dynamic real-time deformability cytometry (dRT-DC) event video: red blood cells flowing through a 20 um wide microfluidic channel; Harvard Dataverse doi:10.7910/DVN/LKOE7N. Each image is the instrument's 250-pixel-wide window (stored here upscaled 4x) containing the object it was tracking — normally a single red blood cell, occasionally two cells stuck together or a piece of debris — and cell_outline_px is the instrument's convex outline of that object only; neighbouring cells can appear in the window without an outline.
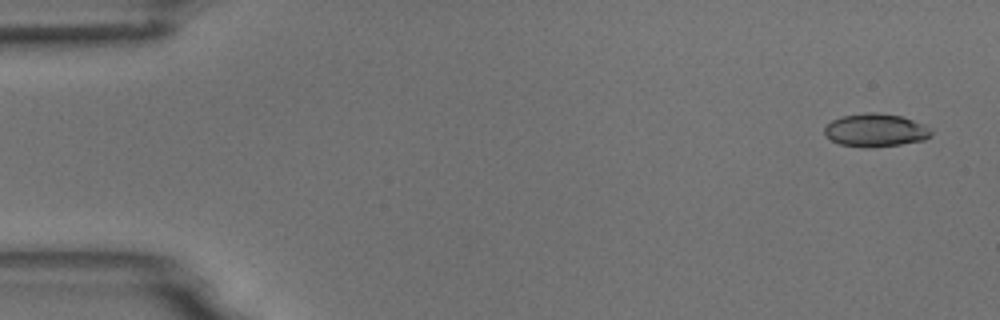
{"species": "common noctule bat (a hibernating species)", "species_latin": "Nyctalus noctula", "temperature_condition": "room temperature", "stored_images_in_passage": 4, "camera_frame_rate_fps": 3000, "um_per_image_px": 0.085, "animal": {"sex": "male", "body_mass_g": 18.8}, "frame": {"image": 1, "passage_image": 1, "time_ms": 0.0, "image_size_px": [1000, 320], "cell_outline_px": [[932, 132], [924, 140], [900, 144], [840, 144], [824, 136], [824, 128], [832, 120], [844, 116], [864, 112], [872, 112], [900, 116], [924, 124], [932, 128]], "centroid_in_image_um": [74.43, 11.01], "position_along_channel_um": 10.6, "area_um2": 19.59}}
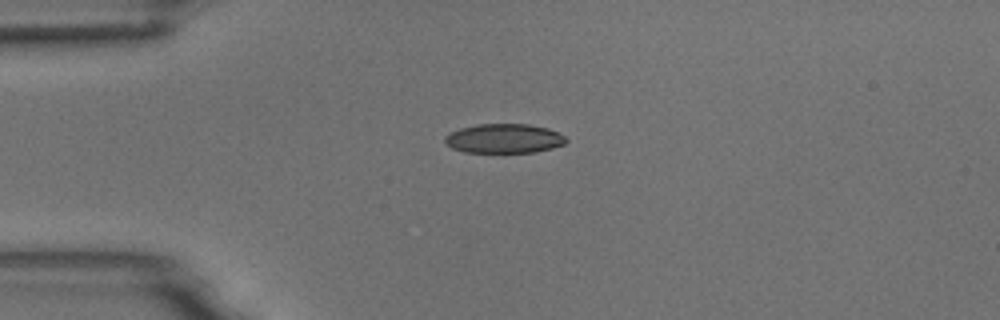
{"frame": {"image": 2, "passage_image": 4, "time_ms": 1.0, "image_size_px": [1000, 320], "cell_outline_px": [[568, 140], [564, 144], [552, 148], [536, 152], [464, 152], [452, 148], [444, 140], [444, 136], [460, 128], [476, 124], [528, 124], [548, 128], [564, 136]], "centroid_in_image_um": [42.85, 11.77], "position_along_channel_um": 42.2, "area_um2": 20.63}}